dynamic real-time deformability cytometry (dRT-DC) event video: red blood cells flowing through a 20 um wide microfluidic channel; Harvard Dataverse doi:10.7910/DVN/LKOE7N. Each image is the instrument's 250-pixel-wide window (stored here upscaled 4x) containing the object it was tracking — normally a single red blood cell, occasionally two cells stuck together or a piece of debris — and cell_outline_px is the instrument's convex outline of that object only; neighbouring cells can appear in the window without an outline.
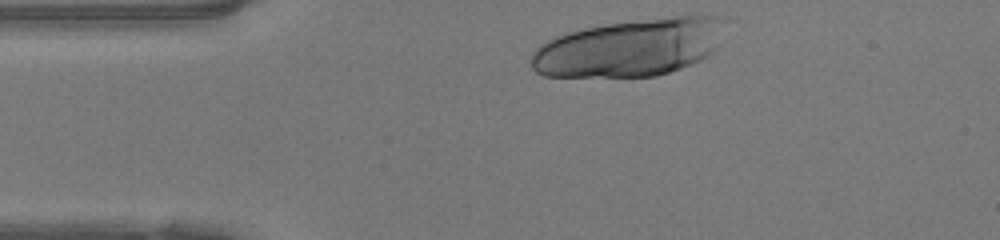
{"species": "human", "species_latin": "Homo sapiens", "temperature_condition": "warm", "stored_images_in_passage": 31, "camera_frame_rate_fps": 3000, "um_per_image_px": 0.085, "donor": {"sex": "female"}, "frame": {"image": 1, "passage_image": 1, "time_ms": 0.0, "image_size_px": [1000, 240], "cell_outline_px": [[720, 20], [716, 48], [700, 60], [680, 68], [656, 76], [544, 76], [536, 72], [532, 68], [532, 52], [540, 44], [556, 36], [568, 32], [584, 28], [608, 24], [696, 12], [700, 12], [720, 16]], "centroid_in_image_um": [53.52, 4.02], "position_along_channel_um": 31.5, "area_um2": 64.62}}